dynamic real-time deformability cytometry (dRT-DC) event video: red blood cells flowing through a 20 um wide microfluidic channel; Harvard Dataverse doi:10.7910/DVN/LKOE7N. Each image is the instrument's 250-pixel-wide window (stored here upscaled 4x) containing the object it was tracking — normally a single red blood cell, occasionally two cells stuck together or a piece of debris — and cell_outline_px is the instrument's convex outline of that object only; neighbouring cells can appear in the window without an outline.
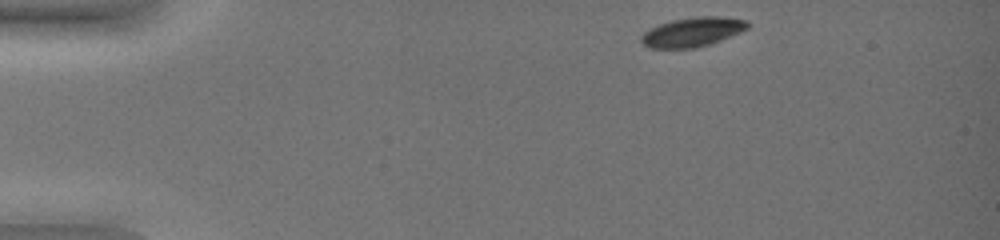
{"species": "common noctule bat (a hibernating species)", "species_latin": "Nyctalus noctula", "temperature_condition": "warm", "stored_images_in_passage": 43, "camera_frame_rate_fps": 3000, "um_per_image_px": 0.085, "animal": {"sex": "female", "body_mass_g": 19.0, "forearm_length_mm": 51.5}, "frame": {"image": 1, "passage_image": 1, "time_ms": 0.0, "image_size_px": [1000, 240], "cell_outline_px": [[748, 28], [740, 32], [720, 40], [696, 48], [648, 48], [640, 40], [640, 36], [644, 32], [660, 24], [672, 20], [696, 16], [724, 16], [748, 20]], "centroid_in_image_um": [58.86, 2.71], "position_along_channel_um": 26.1, "area_um2": 18.15}}
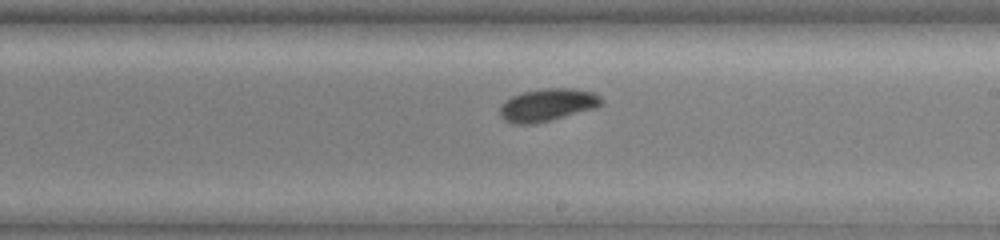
{"frame": {"image": 2, "passage_image": 25, "time_ms": 8.0, "image_size_px": [1000, 240], "cell_outline_px": [[604, 104], [596, 108], [536, 124], [512, 124], [504, 120], [500, 116], [500, 104], [504, 100], [512, 96], [524, 92], [544, 88], [572, 88], [596, 92], [604, 100]], "centroid_in_image_um": [46.56, 8.92], "position_along_channel_um": 242.4, "area_um2": 19.65}}
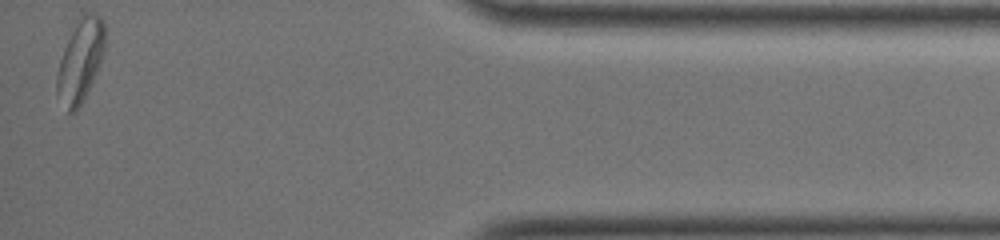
{"frame": {"image": 3, "passage_image": 43, "time_ms": 14.0, "image_size_px": [1000, 240], "cell_outline_px": [[104, 52], [96, 72], [76, 112], [68, 112], [56, 96], [56, 76], [60, 60], [64, 48], [80, 16], [84, 12], [96, 12], [104, 20]], "centroid_in_image_um": [6.82, 5.13], "position_along_channel_um": 428.4, "area_um2": 22.77}, "authors_computed_cell_mechanics": {"area_um2": 19.363, "velocity_mm_per_s": 3.803, "shape_relaxation_time_tau1_ms": 3.9249, "shape_relaxation_time_tau2_ms": 4.3204, "deformation_change_tau1": 0.1191, "deformation_change_tau2": 0.0489}}